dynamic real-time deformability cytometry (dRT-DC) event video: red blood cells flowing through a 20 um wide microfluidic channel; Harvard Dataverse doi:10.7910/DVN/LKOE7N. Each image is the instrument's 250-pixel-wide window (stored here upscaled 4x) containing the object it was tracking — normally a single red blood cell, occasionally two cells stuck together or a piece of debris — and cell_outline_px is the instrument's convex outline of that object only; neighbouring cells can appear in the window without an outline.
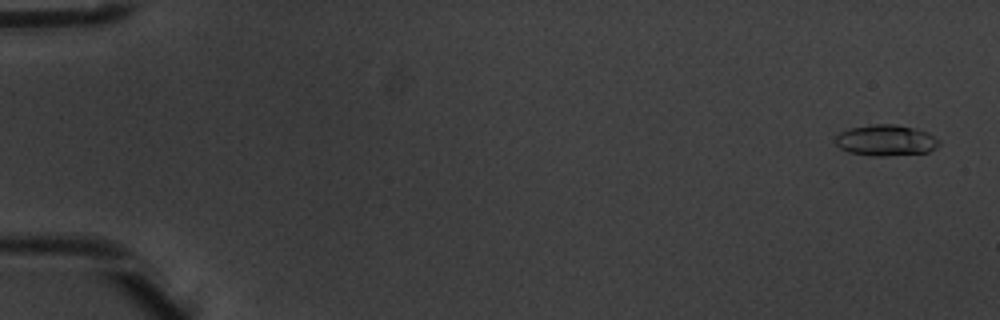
{"species": "common noctule bat (a hibernating species)", "species_latin": "Nyctalus noctula", "temperature_condition": "warm", "stored_images_in_passage": 6, "camera_frame_rate_fps": 3000, "um_per_image_px": 0.085, "animal": {"sex": "male", "body_mass_g": 20.1, "forearm_length_mm": 53.5}, "frame": {"image": 1, "passage_image": 1, "time_ms": 0.0, "image_size_px": [1000, 320], "cell_outline_px": [[940, 144], [936, 148], [928, 152], [888, 156], [872, 156], [848, 152], [840, 148], [836, 144], [836, 136], [840, 132], [848, 128], [876, 124], [892, 124], [912, 128], [928, 132], [940, 140]], "centroid_in_image_um": [75.31, 11.94], "position_along_channel_um": 9.7, "area_um2": 18.79}}
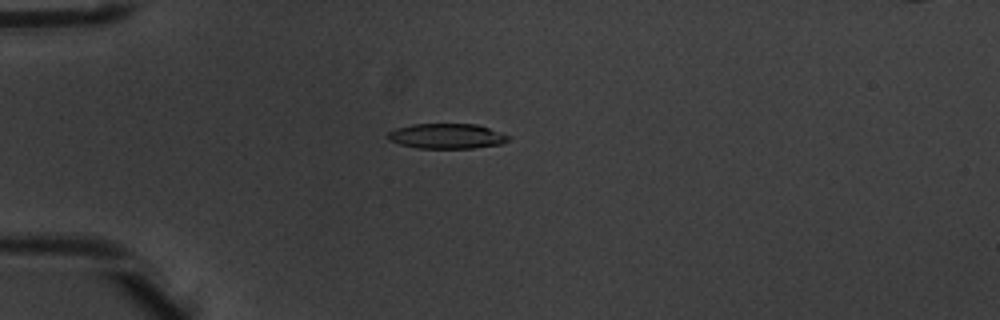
{"frame": {"image": 2, "passage_image": 4, "time_ms": 1.0, "image_size_px": [1000, 320], "cell_outline_px": [[512, 136], [508, 140], [500, 144], [472, 148], [416, 148], [400, 144], [388, 140], [388, 132], [396, 128], [412, 124], [476, 124]], "centroid_in_image_um": [37.96, 11.57], "position_along_channel_um": 47.0, "area_um2": 17.57}}